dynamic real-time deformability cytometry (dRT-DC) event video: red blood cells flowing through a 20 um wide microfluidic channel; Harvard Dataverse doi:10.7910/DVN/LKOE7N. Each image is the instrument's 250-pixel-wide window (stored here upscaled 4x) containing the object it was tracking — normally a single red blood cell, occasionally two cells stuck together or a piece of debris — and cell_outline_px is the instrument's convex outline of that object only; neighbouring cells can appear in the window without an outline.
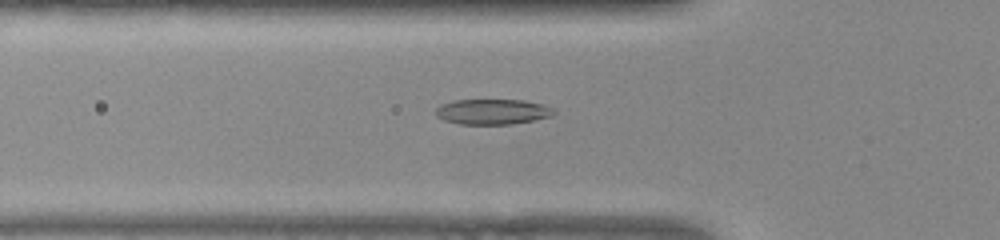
{"species": "common noctule bat (a hibernating species)", "species_latin": "Nyctalus noctula", "temperature_condition": "warm", "stored_images_in_passage": 45, "camera_frame_rate_fps": 3000, "um_per_image_px": 0.085, "animal": {"sex": "female", "body_mass_g": 22.0, "forearm_length_mm": 56.7}, "frame": {"image": 1, "passage_image": 10, "time_ms": 3.0, "image_size_px": [1000, 240], "cell_outline_px": [[556, 112], [552, 116], [532, 120], [508, 124], [460, 124], [444, 120], [436, 116], [436, 108], [440, 104], [456, 100], [524, 100], [540, 104], [552, 108]], "centroid_in_image_um": [41.83, 9.49], "position_along_channel_um": 84.0, "area_um2": 17.28}}
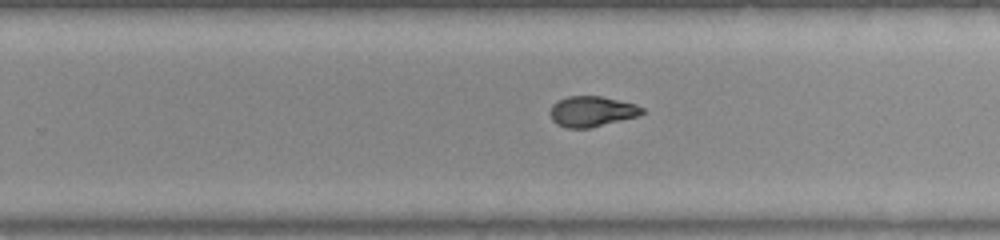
{"frame": {"image": 2, "passage_image": 25, "time_ms": 8.0, "image_size_px": [1000, 240], "cell_outline_px": [[644, 112], [640, 116], [588, 128], [568, 128], [556, 124], [552, 120], [548, 112], [552, 104], [568, 96], [600, 96], [636, 104], [644, 108]], "centroid_in_image_um": [50.3, 9.47], "position_along_channel_um": 279.5, "area_um2": 16.42}}
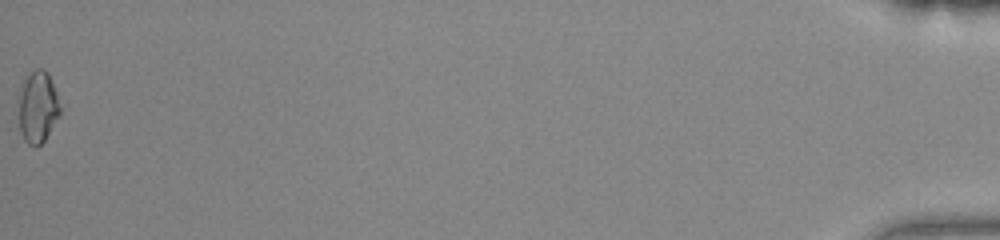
{"frame": {"image": 3, "passage_image": 45, "time_ms": 14.667, "image_size_px": [1000, 240], "cell_outline_px": [[60, 116], [44, 140], [36, 148], [28, 144], [24, 140], [20, 132], [16, 100], [20, 84], [36, 68], [44, 68], [48, 72], [56, 92], [60, 108]], "centroid_in_image_um": [3.16, 9.1], "position_along_channel_um": 432.0, "area_um2": 17.92}, "authors_computed_cell_mechanics": {"area_um2": 16.9932, "velocity_mm_per_s": 3.9114, "shape_relaxation_time_tau1_ms": 8.9094, "shape_relaxation_time_tau2_ms": 2.6751, "deformation_change_tau1": 0.2538, "deformation_change_tau2": 0.0714}}